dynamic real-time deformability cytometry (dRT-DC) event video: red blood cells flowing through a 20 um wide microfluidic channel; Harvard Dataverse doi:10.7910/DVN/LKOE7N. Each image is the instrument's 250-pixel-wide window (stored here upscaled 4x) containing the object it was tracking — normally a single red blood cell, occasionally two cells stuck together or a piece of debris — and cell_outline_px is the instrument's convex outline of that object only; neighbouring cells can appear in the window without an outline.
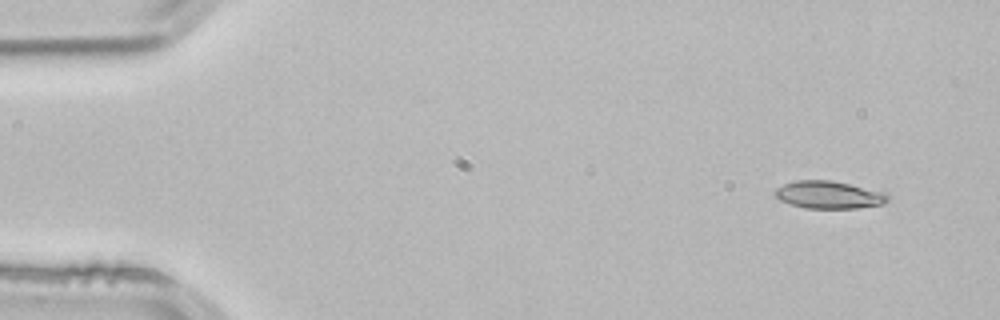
{"species": "common noctule bat (a hibernating species)", "species_latin": "Nyctalus noctula", "temperature_condition": "room temperature", "stored_images_in_passage": 3, "camera_frame_rate_fps": 3000, "um_per_image_px": 0.085, "animal": {"sex": "male", "body_mass_g": 21.5, "forearm_length_mm": 52.0}, "frame": {"image": 1, "passage_image": 1, "time_ms": 0.0, "image_size_px": [1000, 320], "cell_outline_px": [[888, 200], [884, 204], [856, 208], [804, 208], [780, 200], [772, 192], [776, 188], [784, 184], [796, 180], [832, 180], [884, 192], [888, 196]], "centroid_in_image_um": [70.43, 16.55], "position_along_channel_um": 14.6, "area_um2": 18.03}}
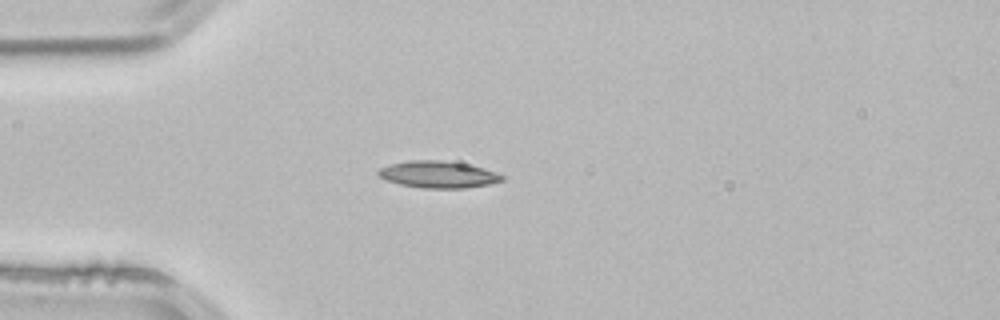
{"frame": {"image": 2, "passage_image": 3, "time_ms": 0.667, "image_size_px": [1000, 320], "cell_outline_px": [[504, 180], [488, 184], [464, 188], [424, 188], [400, 184], [388, 180], [380, 176], [376, 172], [380, 168], [388, 164], [408, 160], [440, 160], [464, 164], [484, 168], [496, 172], [504, 176]], "centroid_in_image_um": [37.23, 14.82], "position_along_channel_um": 47.8, "area_um2": 19.19}}